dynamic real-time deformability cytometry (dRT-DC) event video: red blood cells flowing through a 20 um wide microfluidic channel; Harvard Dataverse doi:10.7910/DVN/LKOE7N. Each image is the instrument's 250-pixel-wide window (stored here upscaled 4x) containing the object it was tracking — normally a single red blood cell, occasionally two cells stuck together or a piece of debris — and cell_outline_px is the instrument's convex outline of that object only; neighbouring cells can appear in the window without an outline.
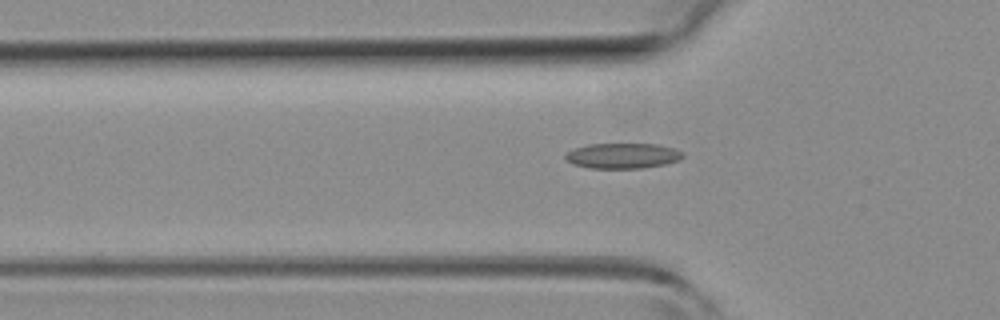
{"species": "common noctule bat (a hibernating species)", "species_latin": "Nyctalus noctula", "temperature_condition": "room temperature", "stored_images_in_passage": 42, "camera_frame_rate_fps": 3000, "um_per_image_px": 0.085, "animal": {"sex": "female", "body_mass_g": 19.3, "forearm_length_mm": 54.1}, "frame": {"image": 1, "passage_image": 16, "time_ms": 5.0, "image_size_px": [1000, 320], "cell_outline_px": [[684, 156], [680, 160], [664, 164], [640, 168], [592, 168], [572, 164], [564, 156], [572, 148], [588, 144], [656, 144], [676, 148], [684, 152]], "centroid_in_image_um": [52.95, 13.23], "position_along_channel_um": 72.8, "area_um2": 17.4}}
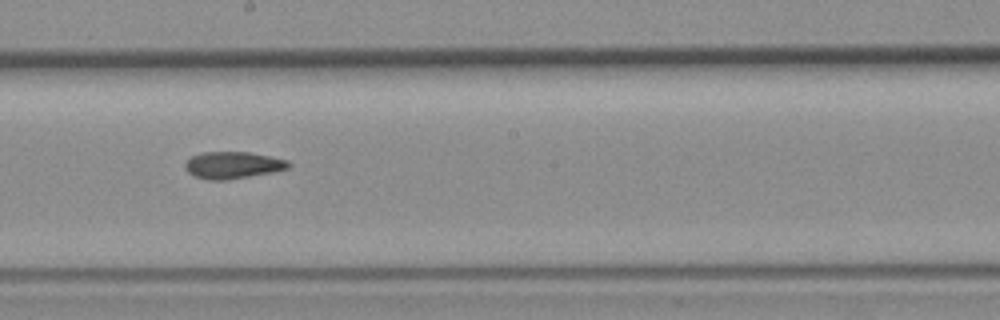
{"frame": {"image": 2, "passage_image": 27, "time_ms": 8.667, "image_size_px": [1000, 320], "cell_outline_px": [[292, 164], [288, 168], [272, 172], [224, 180], [208, 180], [196, 176], [188, 172], [184, 168], [184, 164], [192, 156], [200, 152], [248, 152], [288, 160]], "centroid_in_image_um": [19.77, 14.03], "position_along_channel_um": 228.4, "area_um2": 16.07}}
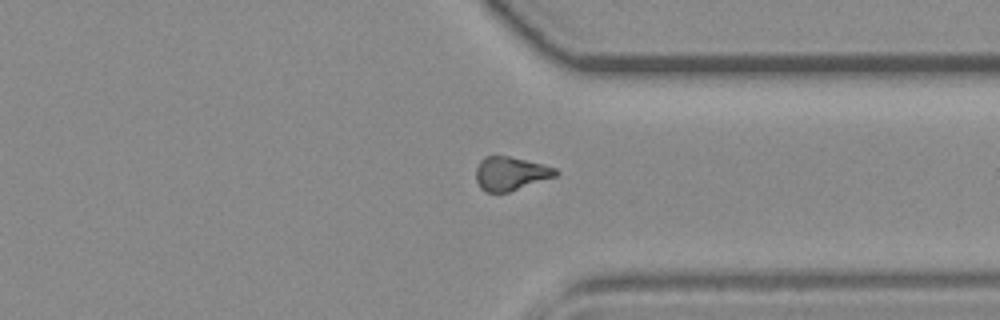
{"frame": {"image": 3, "passage_image": 37, "time_ms": 12.0, "image_size_px": [1000, 320], "cell_outline_px": [[560, 172], [556, 176], [508, 192], [488, 192], [480, 188], [476, 180], [476, 168], [480, 160], [484, 156], [508, 156], [544, 164], [556, 168]], "centroid_in_image_um": [43.4, 14.74], "position_along_channel_um": 368.0, "area_um2": 15.61}}